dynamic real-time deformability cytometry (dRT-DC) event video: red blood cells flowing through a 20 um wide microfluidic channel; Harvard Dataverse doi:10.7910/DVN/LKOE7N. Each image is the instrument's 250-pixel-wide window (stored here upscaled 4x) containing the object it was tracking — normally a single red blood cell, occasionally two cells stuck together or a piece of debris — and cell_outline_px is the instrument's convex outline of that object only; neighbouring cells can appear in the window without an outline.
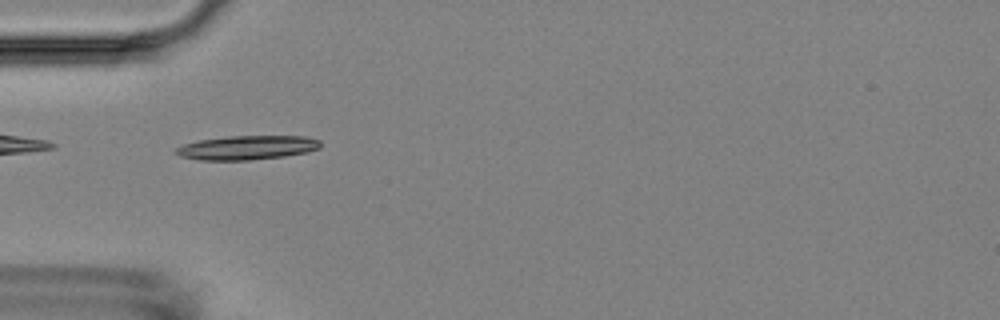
{"species": "Egyptian fruit bat (a non-hibernating species)", "species_latin": "Rousettus aegyptiacus", "temperature_condition": "room temperature", "stored_images_in_passage": 4, "camera_frame_rate_fps": 3000, "um_per_image_px": 0.085, "animal": {"sex": "female"}, "frame": {"image": 1, "passage_image": 3, "time_ms": 2.333, "image_size_px": [1000, 320], "cell_outline_px": [[320, 148], [308, 152], [284, 156], [248, 160], [200, 160], [180, 156], [172, 152], [176, 148], [184, 144], [200, 140], [228, 136], [308, 136], [320, 140]], "centroid_in_image_um": [21.01, 12.54], "position_along_channel_um": 64.0, "area_um2": 20.35}}